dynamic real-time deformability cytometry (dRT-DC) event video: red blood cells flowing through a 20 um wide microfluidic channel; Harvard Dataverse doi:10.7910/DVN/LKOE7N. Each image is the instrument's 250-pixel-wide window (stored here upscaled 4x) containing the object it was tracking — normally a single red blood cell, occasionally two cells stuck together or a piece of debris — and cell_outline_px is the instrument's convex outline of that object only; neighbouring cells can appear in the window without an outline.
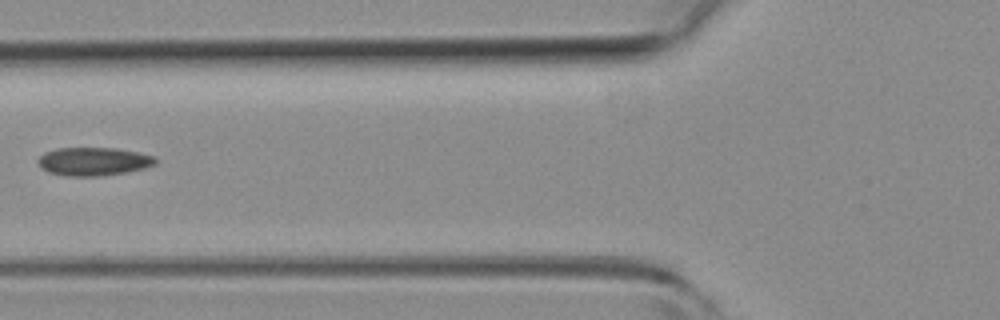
{"species": "common noctule bat (a hibernating species)", "species_latin": "Nyctalus noctula", "temperature_condition": "room temperature", "stored_images_in_passage": 2, "camera_frame_rate_fps": 3000, "um_per_image_px": 0.085, "animal": {"sex": "female", "body_mass_g": 19.3, "forearm_length_mm": 54.1}, "frame": {"image": 1, "passage_image": 2, "time_ms": 0.333, "image_size_px": [1000, 320], "cell_outline_px": [[156, 164], [144, 168], [128, 172], [104, 176], [68, 176], [48, 172], [40, 168], [36, 160], [44, 152], [56, 148], [116, 148], [136, 152], [152, 156], [156, 160]], "centroid_in_image_um": [7.9, 13.73], "position_along_channel_um": 117.9, "area_um2": 19.48}}